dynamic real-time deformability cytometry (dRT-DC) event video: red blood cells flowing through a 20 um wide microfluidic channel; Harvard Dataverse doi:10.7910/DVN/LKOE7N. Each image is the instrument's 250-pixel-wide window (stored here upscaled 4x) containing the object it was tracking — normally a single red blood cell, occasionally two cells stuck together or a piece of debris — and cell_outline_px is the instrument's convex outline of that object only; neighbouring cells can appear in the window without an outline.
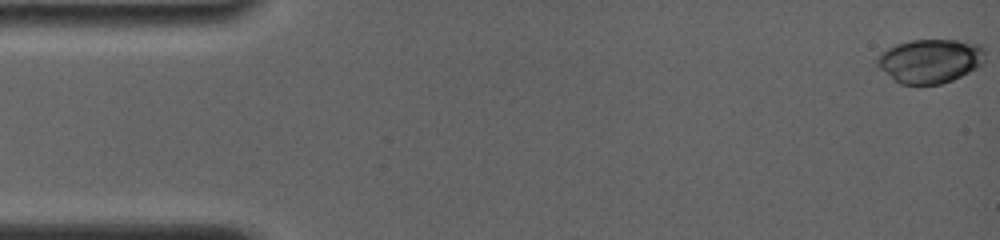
{"species": "common noctule bat (a hibernating species)", "species_latin": "Nyctalus noctula", "temperature_condition": "room temperature", "stored_images_in_passage": 55, "camera_frame_rate_fps": 4000, "um_per_image_px": 0.085, "animal": {"sex": "female", "body_mass_g": 19.0, "forearm_length_mm": 56.7}, "frame": {"image": 1, "passage_image": 1, "time_ms": 0.0, "image_size_px": [1000, 240], "cell_outline_px": [[984, 64], [952, 80], [940, 84], [900, 84], [892, 80], [876, 64], [876, 60], [880, 52], [896, 44], [912, 40], [956, 40], [980, 44], [984, 48]], "centroid_in_image_um": [79.05, 5.18], "position_along_channel_um": 6.0, "area_um2": 27.74}}
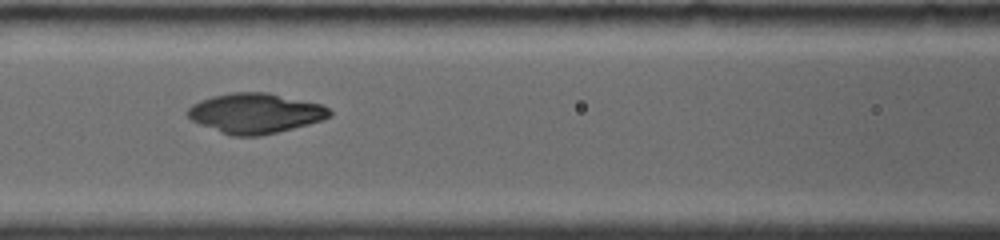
{"frame": {"image": 2, "passage_image": 33, "time_ms": 7.0, "image_size_px": [1000, 240], "cell_outline_px": [[332, 116], [308, 124], [260, 136], [232, 136], [200, 124], [192, 120], [188, 116], [188, 108], [192, 104], [200, 100], [212, 96], [232, 92], [268, 92], [320, 104], [328, 108], [332, 112]], "centroid_in_image_um": [21.69, 9.62], "position_along_channel_um": 144.9, "area_um2": 32.83}}
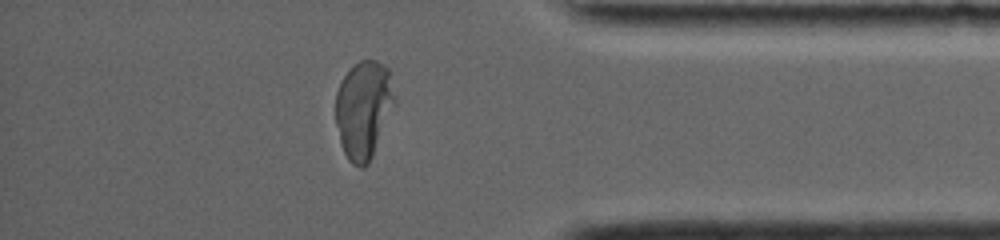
{"frame": {"image": 3, "passage_image": 55, "time_ms": 14.0, "image_size_px": [1000, 240], "cell_outline_px": [[396, 104], [372, 156], [368, 164], [360, 168], [352, 164], [348, 160], [340, 144], [336, 124], [336, 92], [344, 76], [360, 60], [376, 60], [384, 64], [388, 68], [396, 100]], "centroid_in_image_um": [30.92, 9.32], "position_along_channel_um": 404.3, "area_um2": 33.7}}